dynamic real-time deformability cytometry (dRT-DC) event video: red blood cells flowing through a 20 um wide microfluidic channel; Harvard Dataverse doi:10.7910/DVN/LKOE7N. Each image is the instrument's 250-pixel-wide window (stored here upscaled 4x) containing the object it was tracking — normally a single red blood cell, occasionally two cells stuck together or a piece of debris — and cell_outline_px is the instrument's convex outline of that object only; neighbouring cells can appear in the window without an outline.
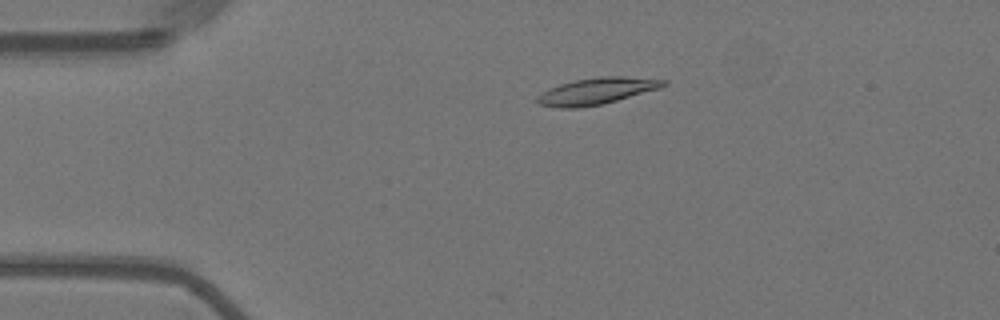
{"species": "Egyptian fruit bat (a non-hibernating species)", "species_latin": "Rousettus aegyptiacus", "temperature_condition": "warm", "stored_images_in_passage": 9, "camera_frame_rate_fps": 3000, "um_per_image_px": 0.085, "animal": {"sex": "female"}, "frame": {"image": 1, "passage_image": 6, "time_ms": 1.667, "image_size_px": [1000, 320], "cell_outline_px": [[668, 84], [660, 88], [616, 100], [600, 104], [580, 108], [560, 108], [540, 104], [536, 100], [536, 96], [548, 88], [560, 84], [576, 80], [600, 76], [620, 76], [668, 80]], "centroid_in_image_um": [50.7, 7.73], "position_along_channel_um": 34.3, "area_um2": 19.36}}